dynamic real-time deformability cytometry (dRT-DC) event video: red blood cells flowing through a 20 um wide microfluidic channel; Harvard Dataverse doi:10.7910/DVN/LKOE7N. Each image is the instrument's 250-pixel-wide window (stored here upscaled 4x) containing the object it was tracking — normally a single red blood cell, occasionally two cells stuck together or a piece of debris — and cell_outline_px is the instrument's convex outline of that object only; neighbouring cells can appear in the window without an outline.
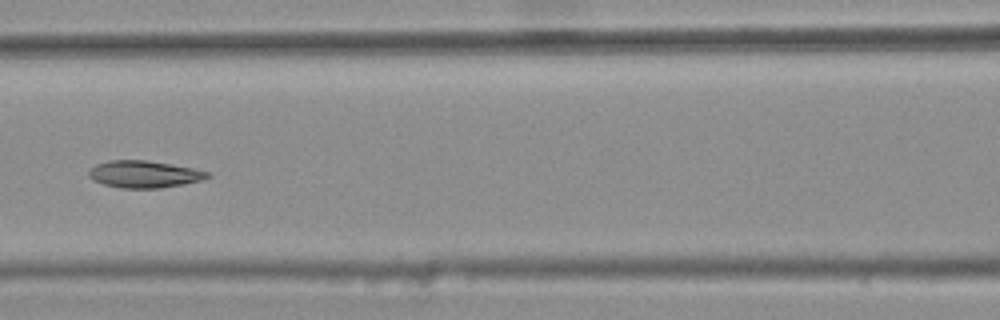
{"species": "common noctule bat (a hibernating species)", "species_latin": "Nyctalus noctula", "temperature_condition": "warm", "stored_images_in_passage": 9, "camera_frame_rate_fps": 3000, "um_per_image_px": 0.085, "animal": {"sex": "female", "body_mass_g": 25.1}, "frame": {"image": 1, "passage_image": 6, "time_ms": 1.667, "image_size_px": [1000, 320], "cell_outline_px": [[212, 176], [200, 180], [184, 184], [160, 188], [120, 188], [104, 184], [92, 180], [88, 176], [88, 168], [96, 164], [108, 160], [144, 160], [192, 168], [208, 172]], "centroid_in_image_um": [12.19, 14.81], "position_along_channel_um": 154.4, "area_um2": 18.67}}
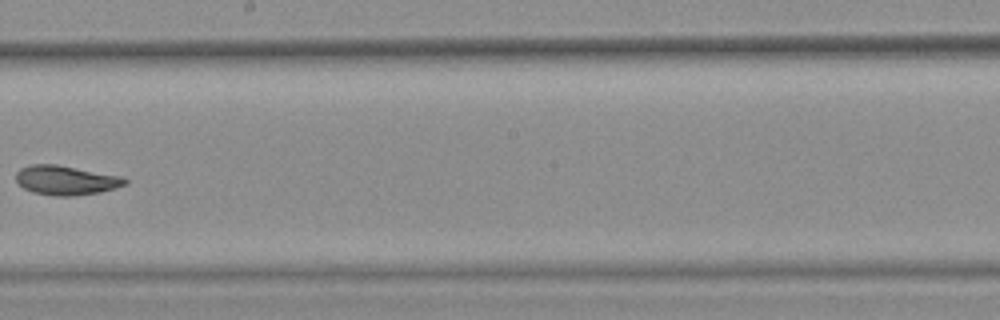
{"frame": {"image": 2, "passage_image": 8, "time_ms": 2.333, "image_size_px": [1000, 320], "cell_outline_px": [[128, 184], [116, 188], [100, 192], [76, 196], [56, 196], [32, 192], [24, 188], [16, 180], [16, 172], [20, 168], [32, 164], [56, 164], [120, 176], [128, 180]], "centroid_in_image_um": [5.61, 15.32], "position_along_channel_um": 242.6, "area_um2": 18.67}}
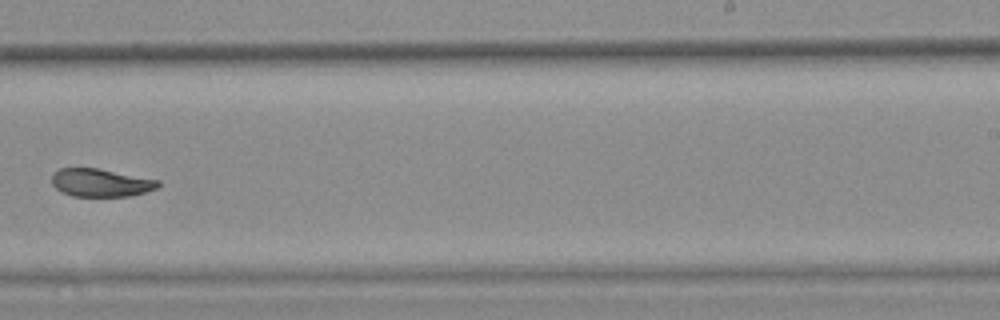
{"frame": {"image": 3, "passage_image": 9, "time_ms": 2.667, "image_size_px": [1000, 320], "cell_outline_px": [[160, 184], [156, 188], [144, 192], [128, 196], [72, 196], [60, 192], [52, 184], [52, 172], [60, 168], [96, 168], [160, 180]], "centroid_in_image_um": [8.52, 15.53], "position_along_channel_um": 280.5, "area_um2": 17.28}}